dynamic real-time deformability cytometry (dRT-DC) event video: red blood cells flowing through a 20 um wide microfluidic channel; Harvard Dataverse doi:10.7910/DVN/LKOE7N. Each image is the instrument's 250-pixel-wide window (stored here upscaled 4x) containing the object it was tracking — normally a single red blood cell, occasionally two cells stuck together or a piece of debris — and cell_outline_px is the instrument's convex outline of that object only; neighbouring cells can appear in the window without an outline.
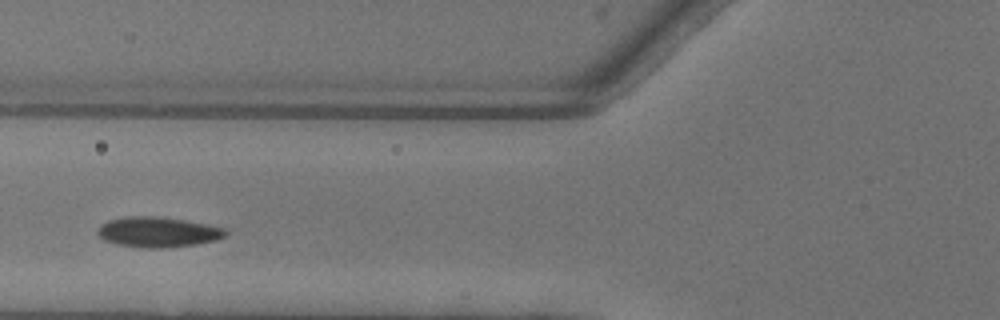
{"species": "common noctule bat (a hibernating species)", "species_latin": "Nyctalus noctula", "temperature_condition": "warm", "stored_images_in_passage": 17, "camera_frame_rate_fps": 3000, "um_per_image_px": 0.085, "animal": {"sex": "female"}, "frame": {"image": 1, "passage_image": 6, "time_ms": 1.667, "image_size_px": [1000, 320], "cell_outline_px": [[228, 232], [224, 236], [216, 240], [196, 244], [168, 248], [136, 248], [116, 244], [104, 240], [96, 232], [100, 224], [108, 220], [124, 216], [156, 216], [184, 220], [224, 228]], "centroid_in_image_um": [13.36, 19.73], "position_along_channel_um": 112.4, "area_um2": 22.72}}
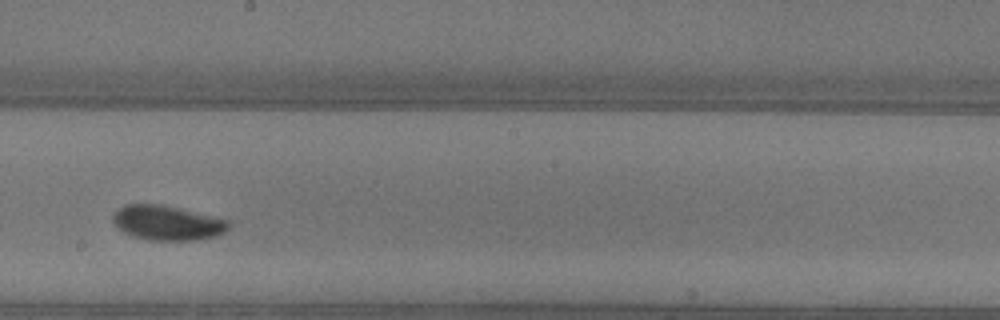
{"frame": {"image": 2, "passage_image": 15, "time_ms": 4.667, "image_size_px": [1000, 320], "cell_outline_px": [[232, 224], [224, 232], [216, 236], [192, 240], [148, 240], [132, 236], [116, 228], [112, 220], [112, 216], [116, 208], [124, 204], [160, 204], [232, 220]], "centroid_in_image_um": [14.2, 18.93], "position_along_channel_um": 234.0, "area_um2": 23.7}}